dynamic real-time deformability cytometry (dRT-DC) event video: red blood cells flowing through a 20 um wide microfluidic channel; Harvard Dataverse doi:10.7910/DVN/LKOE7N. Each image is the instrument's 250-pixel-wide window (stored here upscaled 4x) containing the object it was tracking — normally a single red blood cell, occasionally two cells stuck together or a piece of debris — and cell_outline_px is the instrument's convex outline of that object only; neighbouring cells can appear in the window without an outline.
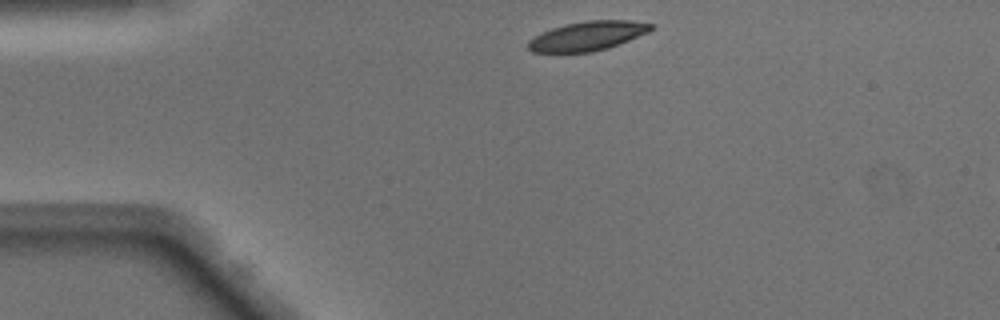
{"species": "Egyptian fruit bat (a non-hibernating species)", "species_latin": "Rousettus aegyptiacus", "temperature_condition": "warm", "stored_images_in_passage": 40, "camera_frame_rate_fps": 3000, "um_per_image_px": 0.085, "animal": {"sex": "male"}, "frame": {"image": 1, "passage_image": 1, "time_ms": 0.0, "image_size_px": [1000, 320], "cell_outline_px": [[652, 28], [648, 32], [608, 48], [592, 52], [556, 56], [532, 52], [528, 48], [528, 40], [532, 36], [540, 32], [552, 28], [568, 24], [588, 20], [628, 20], [652, 24]], "centroid_in_image_um": [49.8, 3.12], "position_along_channel_um": 35.2, "area_um2": 21.62}}
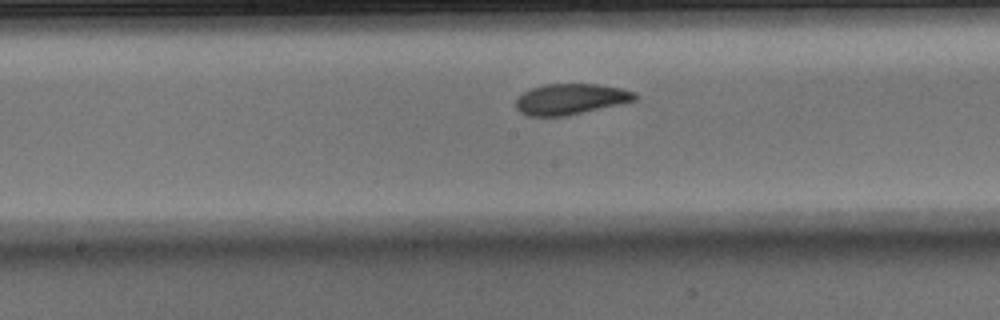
{"frame": {"image": 2, "passage_image": 16, "time_ms": 5.0, "image_size_px": [1000, 320], "cell_outline_px": [[636, 100], [620, 104], [568, 116], [528, 116], [520, 112], [516, 108], [516, 100], [524, 92], [532, 88], [544, 84], [600, 84], [620, 88], [636, 92]], "centroid_in_image_um": [48.51, 8.43], "position_along_channel_um": 199.7, "area_um2": 21.39}}
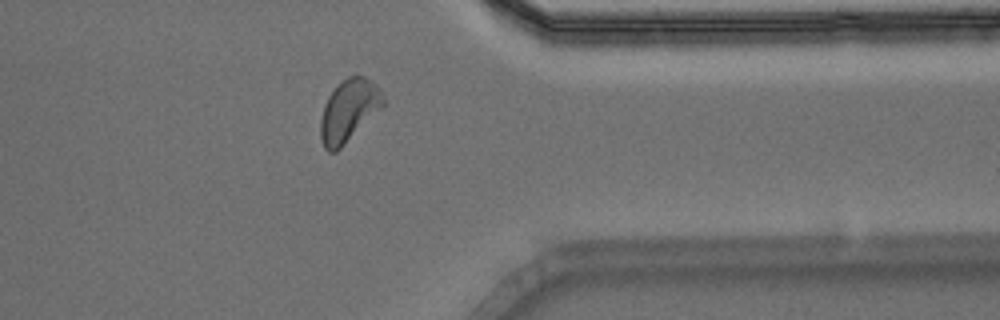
{"frame": {"image": 3, "passage_image": 30, "time_ms": 9.667, "image_size_px": [1000, 320], "cell_outline_px": [[384, 104], [336, 152], [328, 152], [324, 148], [320, 136], [320, 120], [324, 104], [328, 96], [348, 76], [364, 76], [376, 84], [380, 88], [384, 100]], "centroid_in_image_um": [29.62, 9.41], "position_along_channel_um": 381.8, "area_um2": 22.14}, "authors_computed_cell_mechanics": {"area_um2": 21.8484, "velocity_mm_per_s": 4.0915, "shape_relaxation_time_tau1_ms": 3.7239, "shape_relaxation_time_tau2_ms": 2.3203, "deformation_change_tau1": 0.1394, "deformation_change_tau2": 0.0847}}